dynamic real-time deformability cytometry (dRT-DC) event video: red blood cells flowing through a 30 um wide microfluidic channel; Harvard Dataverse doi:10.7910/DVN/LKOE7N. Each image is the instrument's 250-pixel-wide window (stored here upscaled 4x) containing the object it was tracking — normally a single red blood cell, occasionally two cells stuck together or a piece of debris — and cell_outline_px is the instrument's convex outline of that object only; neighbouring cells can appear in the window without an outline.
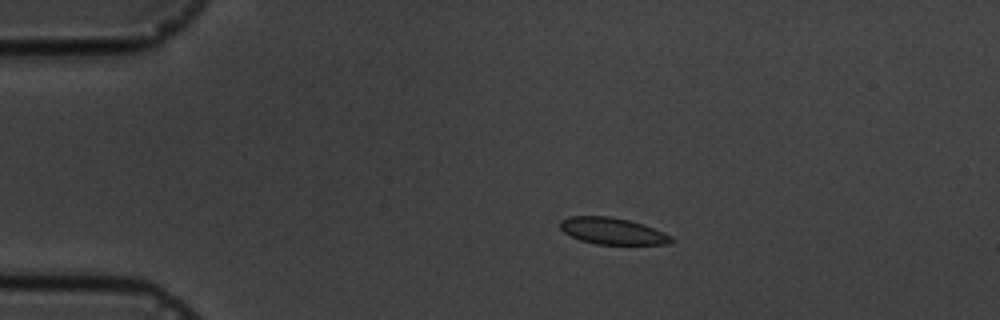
{"species": "common noctule bat (a hibernating species)", "species_latin": "Nyctalus noctula", "temperature_condition": "cold", "stored_images_in_passage": 14, "camera_frame_rate_fps": 3000, "um_per_image_px": 0.085, "animal": {"sex": "male", "body_mass_g": 19.5, "forearm_length_mm": 54.6}, "frame": {"image": 1, "passage_image": 3, "time_ms": 3.0, "image_size_px": [1000, 320], "cell_outline_px": [[676, 240], [668, 244], [596, 244], [580, 240], [564, 232], [560, 228], [560, 220], [568, 216], [608, 216], [628, 220], [644, 224], [672, 236]], "centroid_in_image_um": [52.06, 19.63], "position_along_channel_um": 32.9, "area_um2": 17.22}}
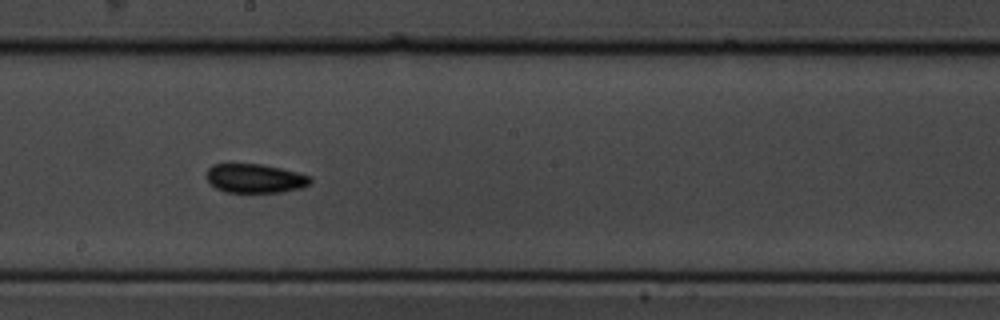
{"frame": {"image": 2, "passage_image": 9, "time_ms": 9.667, "image_size_px": [1000, 320], "cell_outline_px": [[312, 184], [300, 188], [280, 192], [224, 192], [216, 188], [208, 180], [208, 168], [212, 164], [260, 164], [280, 168], [312, 176]], "centroid_in_image_um": [21.71, 15.16], "position_along_channel_um": 226.5, "area_um2": 17.46}}
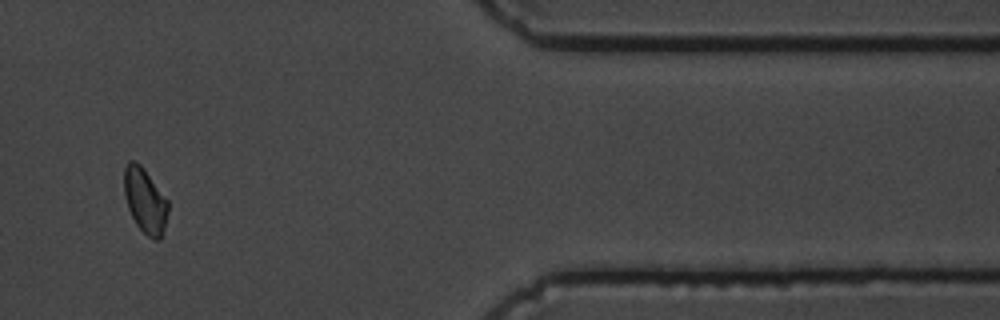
{"frame": {"image": 3, "passage_image": 13, "time_ms": 15.333, "image_size_px": [1000, 320], "cell_outline_px": [[168, 212], [164, 228], [160, 240], [152, 240], [136, 224], [128, 208], [124, 196], [124, 168], [128, 160], [136, 160], [144, 168], [168, 200]], "centroid_in_image_um": [12.32, 17.03], "position_along_channel_um": 399.1, "area_um2": 16.76}, "authors_computed_cell_mechanics": {"area_um2": 17.1955, "velocity_mm_per_s": 3.6229, "shape_relaxation_time_tau1_ms": 8.2576, "shape_relaxation_time_tau2_ms": null, "deformation_change_tau1": 0.1014, "deformation_change_tau2": null}}